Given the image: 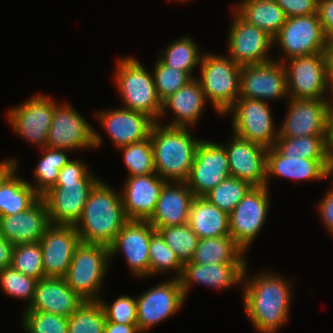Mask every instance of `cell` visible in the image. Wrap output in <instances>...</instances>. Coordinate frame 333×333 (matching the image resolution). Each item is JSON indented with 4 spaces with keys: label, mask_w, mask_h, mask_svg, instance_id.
I'll return each instance as SVG.
<instances>
[{
    "label": "cell",
    "mask_w": 333,
    "mask_h": 333,
    "mask_svg": "<svg viewBox=\"0 0 333 333\" xmlns=\"http://www.w3.org/2000/svg\"><path fill=\"white\" fill-rule=\"evenodd\" d=\"M83 302L64 278L45 277L37 280L33 301L25 311L70 317Z\"/></svg>",
    "instance_id": "obj_25"
},
{
    "label": "cell",
    "mask_w": 333,
    "mask_h": 333,
    "mask_svg": "<svg viewBox=\"0 0 333 333\" xmlns=\"http://www.w3.org/2000/svg\"><path fill=\"white\" fill-rule=\"evenodd\" d=\"M228 177L230 164L225 147L220 142L202 139L186 181L194 196L204 197Z\"/></svg>",
    "instance_id": "obj_16"
},
{
    "label": "cell",
    "mask_w": 333,
    "mask_h": 333,
    "mask_svg": "<svg viewBox=\"0 0 333 333\" xmlns=\"http://www.w3.org/2000/svg\"><path fill=\"white\" fill-rule=\"evenodd\" d=\"M14 246L0 232V270L11 267Z\"/></svg>",
    "instance_id": "obj_50"
},
{
    "label": "cell",
    "mask_w": 333,
    "mask_h": 333,
    "mask_svg": "<svg viewBox=\"0 0 333 333\" xmlns=\"http://www.w3.org/2000/svg\"><path fill=\"white\" fill-rule=\"evenodd\" d=\"M278 137L328 136L331 100L289 98Z\"/></svg>",
    "instance_id": "obj_14"
},
{
    "label": "cell",
    "mask_w": 333,
    "mask_h": 333,
    "mask_svg": "<svg viewBox=\"0 0 333 333\" xmlns=\"http://www.w3.org/2000/svg\"><path fill=\"white\" fill-rule=\"evenodd\" d=\"M157 231L183 264L193 259L199 237L188 223L158 228Z\"/></svg>",
    "instance_id": "obj_40"
},
{
    "label": "cell",
    "mask_w": 333,
    "mask_h": 333,
    "mask_svg": "<svg viewBox=\"0 0 333 333\" xmlns=\"http://www.w3.org/2000/svg\"><path fill=\"white\" fill-rule=\"evenodd\" d=\"M282 63L286 71L289 98L331 100L332 86L327 75L324 52L290 58Z\"/></svg>",
    "instance_id": "obj_8"
},
{
    "label": "cell",
    "mask_w": 333,
    "mask_h": 333,
    "mask_svg": "<svg viewBox=\"0 0 333 333\" xmlns=\"http://www.w3.org/2000/svg\"><path fill=\"white\" fill-rule=\"evenodd\" d=\"M162 124L155 122L150 134L155 171L166 181L186 182L202 139L190 127Z\"/></svg>",
    "instance_id": "obj_4"
},
{
    "label": "cell",
    "mask_w": 333,
    "mask_h": 333,
    "mask_svg": "<svg viewBox=\"0 0 333 333\" xmlns=\"http://www.w3.org/2000/svg\"><path fill=\"white\" fill-rule=\"evenodd\" d=\"M251 187L248 183L230 176L204 197L229 215Z\"/></svg>",
    "instance_id": "obj_41"
},
{
    "label": "cell",
    "mask_w": 333,
    "mask_h": 333,
    "mask_svg": "<svg viewBox=\"0 0 333 333\" xmlns=\"http://www.w3.org/2000/svg\"><path fill=\"white\" fill-rule=\"evenodd\" d=\"M174 1H176V2H180V3H181L182 1H183V2H187V1H189V0H174Z\"/></svg>",
    "instance_id": "obj_55"
},
{
    "label": "cell",
    "mask_w": 333,
    "mask_h": 333,
    "mask_svg": "<svg viewBox=\"0 0 333 333\" xmlns=\"http://www.w3.org/2000/svg\"><path fill=\"white\" fill-rule=\"evenodd\" d=\"M270 108L266 101L239 98L223 116H233L232 131L235 135L268 149L278 138Z\"/></svg>",
    "instance_id": "obj_11"
},
{
    "label": "cell",
    "mask_w": 333,
    "mask_h": 333,
    "mask_svg": "<svg viewBox=\"0 0 333 333\" xmlns=\"http://www.w3.org/2000/svg\"><path fill=\"white\" fill-rule=\"evenodd\" d=\"M327 42L318 14L289 17L273 38V46L279 44L283 52L282 58L279 54L274 59L283 62L294 57L321 53Z\"/></svg>",
    "instance_id": "obj_10"
},
{
    "label": "cell",
    "mask_w": 333,
    "mask_h": 333,
    "mask_svg": "<svg viewBox=\"0 0 333 333\" xmlns=\"http://www.w3.org/2000/svg\"><path fill=\"white\" fill-rule=\"evenodd\" d=\"M287 178L296 181H320L330 178L331 171L317 159L284 157L274 147L268 148L266 156V186L270 178Z\"/></svg>",
    "instance_id": "obj_29"
},
{
    "label": "cell",
    "mask_w": 333,
    "mask_h": 333,
    "mask_svg": "<svg viewBox=\"0 0 333 333\" xmlns=\"http://www.w3.org/2000/svg\"><path fill=\"white\" fill-rule=\"evenodd\" d=\"M185 300L179 279L169 278L146 290L136 298L140 331L145 333L173 316L180 310Z\"/></svg>",
    "instance_id": "obj_15"
},
{
    "label": "cell",
    "mask_w": 333,
    "mask_h": 333,
    "mask_svg": "<svg viewBox=\"0 0 333 333\" xmlns=\"http://www.w3.org/2000/svg\"><path fill=\"white\" fill-rule=\"evenodd\" d=\"M15 170L0 187V217L28 210L40 196Z\"/></svg>",
    "instance_id": "obj_34"
},
{
    "label": "cell",
    "mask_w": 333,
    "mask_h": 333,
    "mask_svg": "<svg viewBox=\"0 0 333 333\" xmlns=\"http://www.w3.org/2000/svg\"><path fill=\"white\" fill-rule=\"evenodd\" d=\"M55 107L56 101L48 95L35 94L9 109L7 120L17 136L41 149L46 147Z\"/></svg>",
    "instance_id": "obj_12"
},
{
    "label": "cell",
    "mask_w": 333,
    "mask_h": 333,
    "mask_svg": "<svg viewBox=\"0 0 333 333\" xmlns=\"http://www.w3.org/2000/svg\"><path fill=\"white\" fill-rule=\"evenodd\" d=\"M223 146L228 155L230 176L252 187L266 186V156L268 149L243 139L234 133Z\"/></svg>",
    "instance_id": "obj_20"
},
{
    "label": "cell",
    "mask_w": 333,
    "mask_h": 333,
    "mask_svg": "<svg viewBox=\"0 0 333 333\" xmlns=\"http://www.w3.org/2000/svg\"><path fill=\"white\" fill-rule=\"evenodd\" d=\"M114 84L121 96L123 108L137 111L159 121L160 101L152 73L133 56L118 58Z\"/></svg>",
    "instance_id": "obj_5"
},
{
    "label": "cell",
    "mask_w": 333,
    "mask_h": 333,
    "mask_svg": "<svg viewBox=\"0 0 333 333\" xmlns=\"http://www.w3.org/2000/svg\"><path fill=\"white\" fill-rule=\"evenodd\" d=\"M228 33V56L237 64L252 65L269 62L273 38L262 29L247 23L235 11ZM269 54V55H268Z\"/></svg>",
    "instance_id": "obj_18"
},
{
    "label": "cell",
    "mask_w": 333,
    "mask_h": 333,
    "mask_svg": "<svg viewBox=\"0 0 333 333\" xmlns=\"http://www.w3.org/2000/svg\"><path fill=\"white\" fill-rule=\"evenodd\" d=\"M247 267L241 284L245 314L259 333H276L290 319L292 280L269 270L249 276Z\"/></svg>",
    "instance_id": "obj_1"
},
{
    "label": "cell",
    "mask_w": 333,
    "mask_h": 333,
    "mask_svg": "<svg viewBox=\"0 0 333 333\" xmlns=\"http://www.w3.org/2000/svg\"><path fill=\"white\" fill-rule=\"evenodd\" d=\"M156 229L148 221L129 220L116 235L110 249V260L124 254L131 275L138 279L150 276L149 243Z\"/></svg>",
    "instance_id": "obj_19"
},
{
    "label": "cell",
    "mask_w": 333,
    "mask_h": 333,
    "mask_svg": "<svg viewBox=\"0 0 333 333\" xmlns=\"http://www.w3.org/2000/svg\"><path fill=\"white\" fill-rule=\"evenodd\" d=\"M36 283L37 279L24 275L12 267L0 270V285L2 291L15 299L28 301L26 308L29 307L33 301Z\"/></svg>",
    "instance_id": "obj_44"
},
{
    "label": "cell",
    "mask_w": 333,
    "mask_h": 333,
    "mask_svg": "<svg viewBox=\"0 0 333 333\" xmlns=\"http://www.w3.org/2000/svg\"><path fill=\"white\" fill-rule=\"evenodd\" d=\"M80 242L75 225L51 224L39 241L45 277L64 278Z\"/></svg>",
    "instance_id": "obj_21"
},
{
    "label": "cell",
    "mask_w": 333,
    "mask_h": 333,
    "mask_svg": "<svg viewBox=\"0 0 333 333\" xmlns=\"http://www.w3.org/2000/svg\"><path fill=\"white\" fill-rule=\"evenodd\" d=\"M41 151L43 156L33 170L35 185L27 181L40 197L54 187L60 169L71 160L66 149L44 147Z\"/></svg>",
    "instance_id": "obj_36"
},
{
    "label": "cell",
    "mask_w": 333,
    "mask_h": 333,
    "mask_svg": "<svg viewBox=\"0 0 333 333\" xmlns=\"http://www.w3.org/2000/svg\"><path fill=\"white\" fill-rule=\"evenodd\" d=\"M121 197L128 220L148 221L167 182L157 173L127 177Z\"/></svg>",
    "instance_id": "obj_23"
},
{
    "label": "cell",
    "mask_w": 333,
    "mask_h": 333,
    "mask_svg": "<svg viewBox=\"0 0 333 333\" xmlns=\"http://www.w3.org/2000/svg\"><path fill=\"white\" fill-rule=\"evenodd\" d=\"M128 171L127 177L156 173L150 137L118 148Z\"/></svg>",
    "instance_id": "obj_39"
},
{
    "label": "cell",
    "mask_w": 333,
    "mask_h": 333,
    "mask_svg": "<svg viewBox=\"0 0 333 333\" xmlns=\"http://www.w3.org/2000/svg\"><path fill=\"white\" fill-rule=\"evenodd\" d=\"M21 325L26 333H68V317L40 311H23Z\"/></svg>",
    "instance_id": "obj_45"
},
{
    "label": "cell",
    "mask_w": 333,
    "mask_h": 333,
    "mask_svg": "<svg viewBox=\"0 0 333 333\" xmlns=\"http://www.w3.org/2000/svg\"><path fill=\"white\" fill-rule=\"evenodd\" d=\"M317 13L325 37L333 39V0H318Z\"/></svg>",
    "instance_id": "obj_48"
},
{
    "label": "cell",
    "mask_w": 333,
    "mask_h": 333,
    "mask_svg": "<svg viewBox=\"0 0 333 333\" xmlns=\"http://www.w3.org/2000/svg\"><path fill=\"white\" fill-rule=\"evenodd\" d=\"M199 45L190 36L180 37L171 41L167 47L160 50L158 59L168 67L187 72L192 78H196L194 70L200 65L203 53H200ZM195 68V69H194Z\"/></svg>",
    "instance_id": "obj_35"
},
{
    "label": "cell",
    "mask_w": 333,
    "mask_h": 333,
    "mask_svg": "<svg viewBox=\"0 0 333 333\" xmlns=\"http://www.w3.org/2000/svg\"><path fill=\"white\" fill-rule=\"evenodd\" d=\"M154 63L152 75L161 102L193 79L187 72L168 67L158 58Z\"/></svg>",
    "instance_id": "obj_43"
},
{
    "label": "cell",
    "mask_w": 333,
    "mask_h": 333,
    "mask_svg": "<svg viewBox=\"0 0 333 333\" xmlns=\"http://www.w3.org/2000/svg\"><path fill=\"white\" fill-rule=\"evenodd\" d=\"M104 333H142L138 324H121L106 320Z\"/></svg>",
    "instance_id": "obj_51"
},
{
    "label": "cell",
    "mask_w": 333,
    "mask_h": 333,
    "mask_svg": "<svg viewBox=\"0 0 333 333\" xmlns=\"http://www.w3.org/2000/svg\"><path fill=\"white\" fill-rule=\"evenodd\" d=\"M331 102H332V104H333V86H332V94H331Z\"/></svg>",
    "instance_id": "obj_56"
},
{
    "label": "cell",
    "mask_w": 333,
    "mask_h": 333,
    "mask_svg": "<svg viewBox=\"0 0 333 333\" xmlns=\"http://www.w3.org/2000/svg\"><path fill=\"white\" fill-rule=\"evenodd\" d=\"M103 307L107 321L121 324H138L136 298L119 295L112 304L98 300Z\"/></svg>",
    "instance_id": "obj_46"
},
{
    "label": "cell",
    "mask_w": 333,
    "mask_h": 333,
    "mask_svg": "<svg viewBox=\"0 0 333 333\" xmlns=\"http://www.w3.org/2000/svg\"><path fill=\"white\" fill-rule=\"evenodd\" d=\"M149 263L150 276L167 274L171 270L175 274L171 278L175 279H180L184 265L157 230L151 235L149 243Z\"/></svg>",
    "instance_id": "obj_37"
},
{
    "label": "cell",
    "mask_w": 333,
    "mask_h": 333,
    "mask_svg": "<svg viewBox=\"0 0 333 333\" xmlns=\"http://www.w3.org/2000/svg\"><path fill=\"white\" fill-rule=\"evenodd\" d=\"M16 158L0 161V187L2 183L16 170L19 169Z\"/></svg>",
    "instance_id": "obj_52"
},
{
    "label": "cell",
    "mask_w": 333,
    "mask_h": 333,
    "mask_svg": "<svg viewBox=\"0 0 333 333\" xmlns=\"http://www.w3.org/2000/svg\"><path fill=\"white\" fill-rule=\"evenodd\" d=\"M327 64V75L331 86H333V39L328 40L324 49Z\"/></svg>",
    "instance_id": "obj_53"
},
{
    "label": "cell",
    "mask_w": 333,
    "mask_h": 333,
    "mask_svg": "<svg viewBox=\"0 0 333 333\" xmlns=\"http://www.w3.org/2000/svg\"><path fill=\"white\" fill-rule=\"evenodd\" d=\"M61 103H56L46 147L71 152L100 147L101 134L72 105Z\"/></svg>",
    "instance_id": "obj_9"
},
{
    "label": "cell",
    "mask_w": 333,
    "mask_h": 333,
    "mask_svg": "<svg viewBox=\"0 0 333 333\" xmlns=\"http://www.w3.org/2000/svg\"><path fill=\"white\" fill-rule=\"evenodd\" d=\"M273 147L284 157L317 159L332 170L328 136L278 137Z\"/></svg>",
    "instance_id": "obj_33"
},
{
    "label": "cell",
    "mask_w": 333,
    "mask_h": 333,
    "mask_svg": "<svg viewBox=\"0 0 333 333\" xmlns=\"http://www.w3.org/2000/svg\"><path fill=\"white\" fill-rule=\"evenodd\" d=\"M188 224L199 239L230 235L229 215L205 197L192 200Z\"/></svg>",
    "instance_id": "obj_30"
},
{
    "label": "cell",
    "mask_w": 333,
    "mask_h": 333,
    "mask_svg": "<svg viewBox=\"0 0 333 333\" xmlns=\"http://www.w3.org/2000/svg\"><path fill=\"white\" fill-rule=\"evenodd\" d=\"M194 197L186 182L167 181L162 188L155 212L148 222L156 230L188 223Z\"/></svg>",
    "instance_id": "obj_26"
},
{
    "label": "cell",
    "mask_w": 333,
    "mask_h": 333,
    "mask_svg": "<svg viewBox=\"0 0 333 333\" xmlns=\"http://www.w3.org/2000/svg\"><path fill=\"white\" fill-rule=\"evenodd\" d=\"M328 152L330 160L333 163V104L331 105V112H330Z\"/></svg>",
    "instance_id": "obj_54"
},
{
    "label": "cell",
    "mask_w": 333,
    "mask_h": 333,
    "mask_svg": "<svg viewBox=\"0 0 333 333\" xmlns=\"http://www.w3.org/2000/svg\"><path fill=\"white\" fill-rule=\"evenodd\" d=\"M105 312L99 301H84L68 317V333H104Z\"/></svg>",
    "instance_id": "obj_38"
},
{
    "label": "cell",
    "mask_w": 333,
    "mask_h": 333,
    "mask_svg": "<svg viewBox=\"0 0 333 333\" xmlns=\"http://www.w3.org/2000/svg\"><path fill=\"white\" fill-rule=\"evenodd\" d=\"M128 221L121 192L100 180L91 190L75 228L81 242L110 247Z\"/></svg>",
    "instance_id": "obj_3"
},
{
    "label": "cell",
    "mask_w": 333,
    "mask_h": 333,
    "mask_svg": "<svg viewBox=\"0 0 333 333\" xmlns=\"http://www.w3.org/2000/svg\"><path fill=\"white\" fill-rule=\"evenodd\" d=\"M239 98L262 101L289 99L286 71L282 62L271 60L243 65L240 72Z\"/></svg>",
    "instance_id": "obj_17"
},
{
    "label": "cell",
    "mask_w": 333,
    "mask_h": 333,
    "mask_svg": "<svg viewBox=\"0 0 333 333\" xmlns=\"http://www.w3.org/2000/svg\"><path fill=\"white\" fill-rule=\"evenodd\" d=\"M95 114L100 126L104 128L117 149L149 138L155 124V121L146 114L122 106L98 111Z\"/></svg>",
    "instance_id": "obj_22"
},
{
    "label": "cell",
    "mask_w": 333,
    "mask_h": 333,
    "mask_svg": "<svg viewBox=\"0 0 333 333\" xmlns=\"http://www.w3.org/2000/svg\"><path fill=\"white\" fill-rule=\"evenodd\" d=\"M201 88L216 113H224L239 99L241 65L228 55L204 53L199 65Z\"/></svg>",
    "instance_id": "obj_6"
},
{
    "label": "cell",
    "mask_w": 333,
    "mask_h": 333,
    "mask_svg": "<svg viewBox=\"0 0 333 333\" xmlns=\"http://www.w3.org/2000/svg\"><path fill=\"white\" fill-rule=\"evenodd\" d=\"M331 185V188L326 191V195H324V197L319 201L317 209L323 225H325L329 234L333 236V184Z\"/></svg>",
    "instance_id": "obj_49"
},
{
    "label": "cell",
    "mask_w": 333,
    "mask_h": 333,
    "mask_svg": "<svg viewBox=\"0 0 333 333\" xmlns=\"http://www.w3.org/2000/svg\"><path fill=\"white\" fill-rule=\"evenodd\" d=\"M109 263V247L80 242L64 279L82 300L98 301L102 297L99 293L104 287Z\"/></svg>",
    "instance_id": "obj_7"
},
{
    "label": "cell",
    "mask_w": 333,
    "mask_h": 333,
    "mask_svg": "<svg viewBox=\"0 0 333 333\" xmlns=\"http://www.w3.org/2000/svg\"><path fill=\"white\" fill-rule=\"evenodd\" d=\"M245 251L230 236L199 239L192 262L199 264H247Z\"/></svg>",
    "instance_id": "obj_32"
},
{
    "label": "cell",
    "mask_w": 333,
    "mask_h": 333,
    "mask_svg": "<svg viewBox=\"0 0 333 333\" xmlns=\"http://www.w3.org/2000/svg\"><path fill=\"white\" fill-rule=\"evenodd\" d=\"M331 176H333V163H332ZM332 178H333V177H332Z\"/></svg>",
    "instance_id": "obj_57"
},
{
    "label": "cell",
    "mask_w": 333,
    "mask_h": 333,
    "mask_svg": "<svg viewBox=\"0 0 333 333\" xmlns=\"http://www.w3.org/2000/svg\"><path fill=\"white\" fill-rule=\"evenodd\" d=\"M84 162L76 158L63 166L57 181L41 198L54 225H76L91 190L100 181Z\"/></svg>",
    "instance_id": "obj_2"
},
{
    "label": "cell",
    "mask_w": 333,
    "mask_h": 333,
    "mask_svg": "<svg viewBox=\"0 0 333 333\" xmlns=\"http://www.w3.org/2000/svg\"><path fill=\"white\" fill-rule=\"evenodd\" d=\"M287 18L318 14V0H276Z\"/></svg>",
    "instance_id": "obj_47"
},
{
    "label": "cell",
    "mask_w": 333,
    "mask_h": 333,
    "mask_svg": "<svg viewBox=\"0 0 333 333\" xmlns=\"http://www.w3.org/2000/svg\"><path fill=\"white\" fill-rule=\"evenodd\" d=\"M247 23L258 27L274 38L286 21V16L276 0H242L232 6Z\"/></svg>",
    "instance_id": "obj_31"
},
{
    "label": "cell",
    "mask_w": 333,
    "mask_h": 333,
    "mask_svg": "<svg viewBox=\"0 0 333 333\" xmlns=\"http://www.w3.org/2000/svg\"><path fill=\"white\" fill-rule=\"evenodd\" d=\"M50 225L47 205L41 197L28 210L0 217V232L14 245L39 242Z\"/></svg>",
    "instance_id": "obj_24"
},
{
    "label": "cell",
    "mask_w": 333,
    "mask_h": 333,
    "mask_svg": "<svg viewBox=\"0 0 333 333\" xmlns=\"http://www.w3.org/2000/svg\"><path fill=\"white\" fill-rule=\"evenodd\" d=\"M246 264H199L192 261L183 265L180 277L181 287L187 299L192 285L201 284L209 288L230 289L242 284L243 272Z\"/></svg>",
    "instance_id": "obj_27"
},
{
    "label": "cell",
    "mask_w": 333,
    "mask_h": 333,
    "mask_svg": "<svg viewBox=\"0 0 333 333\" xmlns=\"http://www.w3.org/2000/svg\"><path fill=\"white\" fill-rule=\"evenodd\" d=\"M11 267L37 280L45 278L43 256L39 242L15 245Z\"/></svg>",
    "instance_id": "obj_42"
},
{
    "label": "cell",
    "mask_w": 333,
    "mask_h": 333,
    "mask_svg": "<svg viewBox=\"0 0 333 333\" xmlns=\"http://www.w3.org/2000/svg\"><path fill=\"white\" fill-rule=\"evenodd\" d=\"M269 190L267 186L251 187L229 214L230 236L245 252L266 222L271 197Z\"/></svg>",
    "instance_id": "obj_13"
},
{
    "label": "cell",
    "mask_w": 333,
    "mask_h": 333,
    "mask_svg": "<svg viewBox=\"0 0 333 333\" xmlns=\"http://www.w3.org/2000/svg\"><path fill=\"white\" fill-rule=\"evenodd\" d=\"M207 102L199 81L193 78L162 102L159 121L167 117L169 109L174 115L168 126L196 127Z\"/></svg>",
    "instance_id": "obj_28"
}]
</instances>
